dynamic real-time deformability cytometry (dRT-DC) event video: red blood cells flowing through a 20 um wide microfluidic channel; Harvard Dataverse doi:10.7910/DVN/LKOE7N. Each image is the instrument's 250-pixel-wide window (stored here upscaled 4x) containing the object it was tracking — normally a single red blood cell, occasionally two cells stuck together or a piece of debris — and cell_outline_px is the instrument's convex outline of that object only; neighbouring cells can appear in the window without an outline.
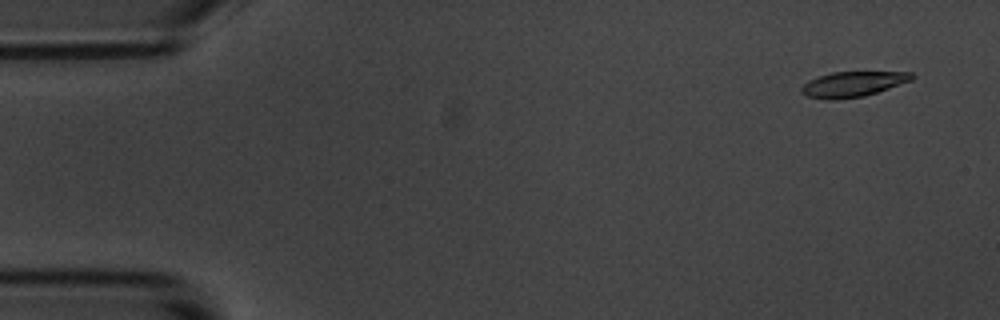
{"species": "common noctule bat (a hibernating species)", "species_latin": "Nyctalus noctula", "temperature_condition": "room temperature", "stored_images_in_passage": 18, "camera_frame_rate_fps": 3000, "um_per_image_px": 0.085, "animal": {"sex": "male", "body_mass_g": 20.1, "forearm_length_mm": 53.5}, "frame": {"image": 1, "passage_image": 4, "time_ms": 1.0, "image_size_px": [1000, 320], "cell_outline_px": [[916, 76], [912, 80], [864, 96], [836, 100], [828, 100], [808, 96], [800, 92], [800, 88], [808, 80], [832, 72], [912, 72]], "centroid_in_image_um": [72.48, 7.15], "position_along_channel_um": 12.5, "area_um2": 16.18}}
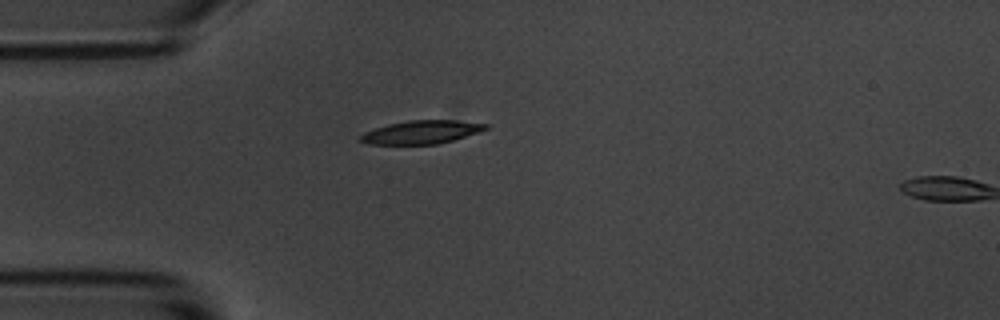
{"frame": {"image": 2, "passage_image": 16, "time_ms": 5.0, "image_size_px": [1000, 320], "cell_outline_px": [[488, 128], [480, 132], [452, 140], [436, 144], [368, 144], [356, 140], [364, 132], [388, 124], [408, 120], [456, 120], [488, 124]], "centroid_in_image_um": [35.8, 11.23], "position_along_channel_um": 49.2, "area_um2": 16.99}}